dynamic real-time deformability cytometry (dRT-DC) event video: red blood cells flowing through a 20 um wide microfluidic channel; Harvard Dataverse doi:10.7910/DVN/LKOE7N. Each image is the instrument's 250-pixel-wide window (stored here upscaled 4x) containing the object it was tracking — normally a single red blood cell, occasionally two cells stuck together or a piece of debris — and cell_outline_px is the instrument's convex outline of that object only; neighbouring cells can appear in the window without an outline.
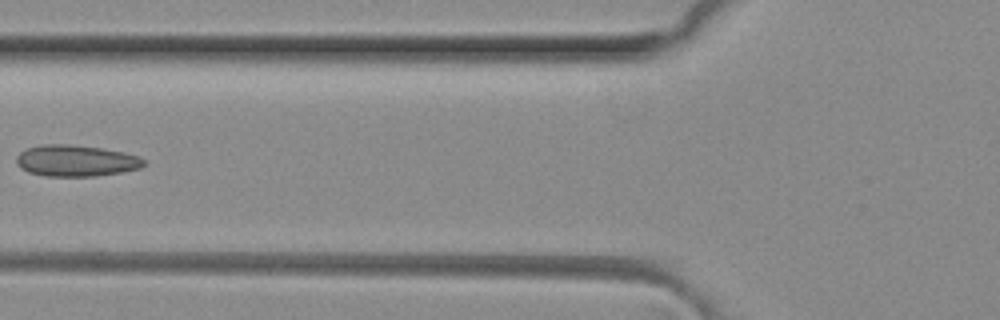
{"species": "common noctule bat (a hibernating species)", "species_latin": "Nyctalus noctula", "temperature_condition": "room temperature", "stored_images_in_passage": 7, "camera_frame_rate_fps": 3000, "um_per_image_px": 0.085, "animal": {"sex": "female", "body_mass_g": 29.2, "forearm_length_mm": 56.3}, "frame": {"image": 1, "passage_image": 7, "time_ms": 2.0, "image_size_px": [1000, 320], "cell_outline_px": [[148, 164], [140, 168], [120, 172], [96, 176], [48, 176], [28, 172], [20, 168], [16, 164], [16, 156], [20, 152], [28, 148], [40, 144], [68, 144], [100, 148], [124, 152], [140, 156]], "centroid_in_image_um": [6.46, 13.66], "position_along_channel_um": 119.3, "area_um2": 23.41}}